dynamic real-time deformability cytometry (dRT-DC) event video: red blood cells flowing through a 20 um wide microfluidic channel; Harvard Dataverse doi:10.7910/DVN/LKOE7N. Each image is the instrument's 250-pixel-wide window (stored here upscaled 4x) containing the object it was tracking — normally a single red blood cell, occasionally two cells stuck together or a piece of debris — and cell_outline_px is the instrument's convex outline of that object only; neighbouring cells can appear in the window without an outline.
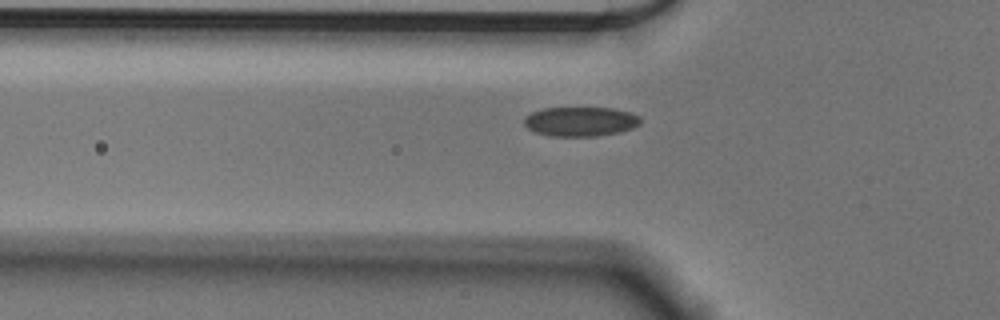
{"species": "Egyptian fruit bat (a non-hibernating species)", "species_latin": "Rousettus aegyptiacus", "temperature_condition": "cold", "stored_images_in_passage": 35, "camera_frame_rate_fps": 3000, "um_per_image_px": 0.085, "animal": {"sex": "male"}, "frame": {"image": 1, "passage_image": 2, "time_ms": 0.333, "image_size_px": [1000, 320], "cell_outline_px": [[640, 124], [632, 128], [620, 132], [596, 136], [548, 136], [536, 132], [528, 128], [524, 124], [524, 116], [540, 108], [612, 108], [632, 112], [640, 116]], "centroid_in_image_um": [49.34, 10.32], "position_along_channel_um": 76.5, "area_um2": 20.11}}
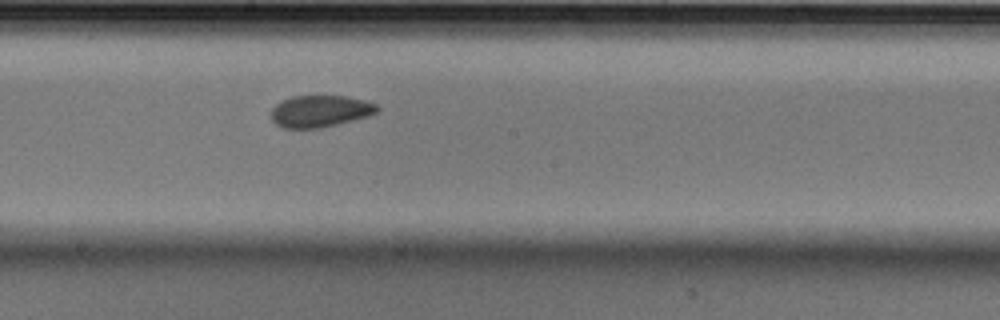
{"frame": {"image": 2, "passage_image": 14, "time_ms": 4.333, "image_size_px": [1000, 320], "cell_outline_px": [[380, 108], [376, 112], [368, 116], [320, 128], [280, 128], [272, 120], [272, 108], [280, 100], [292, 96], [348, 96], [364, 100], [376, 104]], "centroid_in_image_um": [27.18, 9.44], "position_along_channel_um": 221.0, "area_um2": 19.65}}
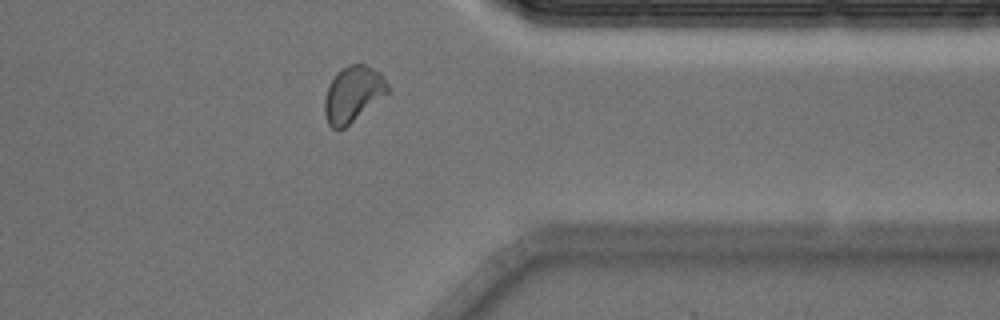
{"frame": {"image": 3, "passage_image": 28, "time_ms": 9.0, "image_size_px": [1000, 320], "cell_outline_px": [[388, 92], [340, 132], [336, 132], [328, 124], [324, 116], [324, 100], [328, 84], [336, 72], [340, 68], [348, 64], [364, 64], [380, 72], [388, 84]], "centroid_in_image_um": [29.94, 8.01], "position_along_channel_um": 381.5, "area_um2": 20.75}, "authors_computed_cell_mechanics": {"area_um2": 20.1144, "velocity_mm_per_s": 3.5853, "shape_relaxation_time_tau1_ms": 4.4176, "shape_relaxation_time_tau2_ms": 2.4947, "deformation_change_tau1": 0.0816, "deformation_change_tau2": 0.0503}}